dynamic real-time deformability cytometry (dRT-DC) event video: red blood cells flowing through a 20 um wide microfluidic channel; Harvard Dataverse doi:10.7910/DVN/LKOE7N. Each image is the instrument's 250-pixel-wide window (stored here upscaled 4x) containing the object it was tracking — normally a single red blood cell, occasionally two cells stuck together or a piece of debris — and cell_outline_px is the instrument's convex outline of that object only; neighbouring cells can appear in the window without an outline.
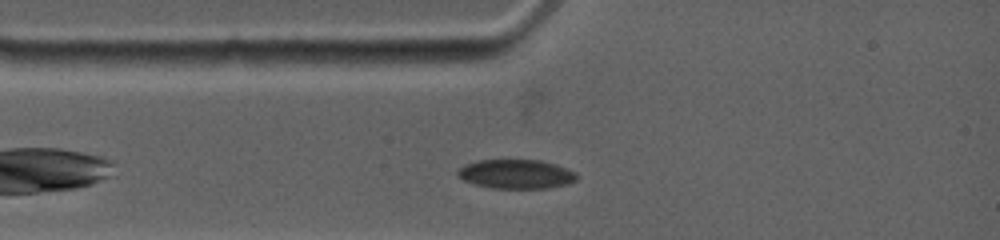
{"species": "common noctule bat (a hibernating species)", "species_latin": "Nyctalus noctula", "temperature_condition": "warm", "stored_images_in_passage": 11, "camera_frame_rate_fps": 4500, "um_per_image_px": 0.085, "animal": {"sex": "female", "body_mass_g": 19.0, "forearm_length_mm": 53.3}, "frame": {"image": 1, "passage_image": 5, "time_ms": 2.0, "image_size_px": [1000, 240], "cell_outline_px": [[576, 180], [568, 184], [548, 188], [492, 188], [476, 184], [464, 180], [456, 176], [456, 172], [464, 164], [476, 160], [540, 160], [556, 164], [568, 168], [576, 172]], "centroid_in_image_um": [43.87, 14.79], "position_along_channel_um": 41.1, "area_um2": 20.35}}
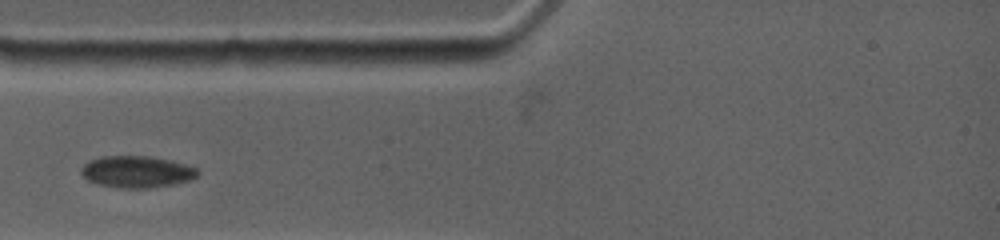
{"frame": {"image": 2, "passage_image": 7, "time_ms": 2.889, "image_size_px": [1000, 240], "cell_outline_px": [[200, 172], [192, 180], [172, 184], [148, 188], [120, 188], [100, 184], [88, 180], [80, 172], [80, 168], [88, 160], [100, 156], [148, 156], [168, 160], [184, 164], [196, 168]], "centroid_in_image_um": [11.6, 14.59], "position_along_channel_um": 73.4, "area_um2": 21.44}}
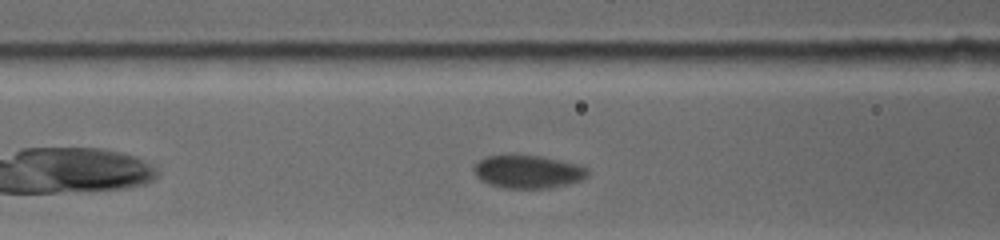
{"frame": {"image": 3, "passage_image": 10, "time_ms": 4.222, "image_size_px": [1000, 240], "cell_outline_px": [[588, 176], [584, 180], [568, 184], [548, 188], [504, 188], [488, 184], [480, 180], [476, 176], [472, 168], [484, 156], [504, 152], [508, 152], [544, 156], [576, 164], [588, 168]], "centroid_in_image_um": [44.83, 14.55], "position_along_channel_um": 121.8, "area_um2": 22.83}}